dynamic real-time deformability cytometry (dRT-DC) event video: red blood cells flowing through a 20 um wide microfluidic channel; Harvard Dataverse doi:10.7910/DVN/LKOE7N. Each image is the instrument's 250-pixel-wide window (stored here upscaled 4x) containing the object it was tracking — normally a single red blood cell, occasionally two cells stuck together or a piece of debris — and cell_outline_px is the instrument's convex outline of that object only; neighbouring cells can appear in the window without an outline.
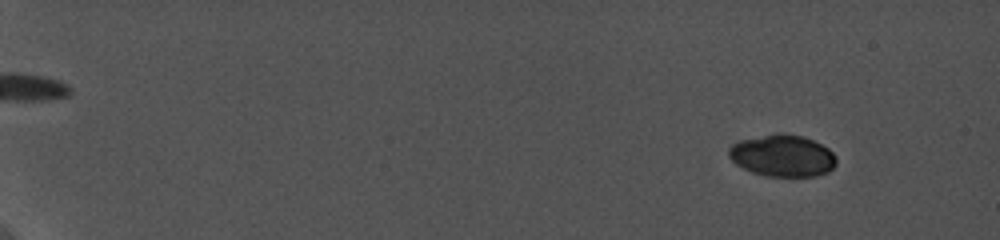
{"species": "common noctule bat (a hibernating species)", "species_latin": "Nyctalus noctula", "temperature_condition": "cold", "stored_images_in_passage": 24, "camera_frame_rate_fps": 5000, "um_per_image_px": 0.085, "animal": {"sex": "female", "body_mass_g": 19.0, "forearm_length_mm": 56.7}, "frame": {"image": 1, "passage_image": 6, "time_ms": 1.8, "image_size_px": [1000, 240], "cell_outline_px": [[836, 164], [828, 172], [816, 176], [764, 176], [752, 172], [736, 164], [728, 156], [728, 148], [732, 144], [740, 140], [776, 132], [780, 132], [804, 136], [828, 148], [836, 156]], "centroid_in_image_um": [66.5, 13.22], "position_along_channel_um": 18.5, "area_um2": 26.41}}
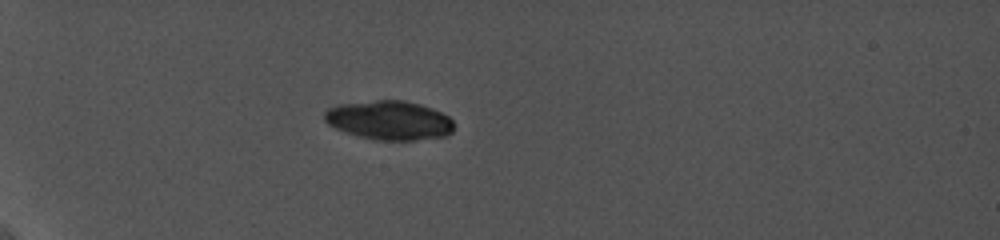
{"frame": {"image": 2, "passage_image": 21, "time_ms": 6.6, "image_size_px": [1000, 240], "cell_outline_px": [[452, 132], [448, 136], [416, 140], [372, 140], [344, 132], [328, 124], [324, 120], [324, 112], [328, 108], [336, 104], [376, 100], [404, 100], [420, 104], [432, 108], [448, 116], [452, 120]], "centroid_in_image_um": [33.06, 10.22], "position_along_channel_um": 51.9, "area_um2": 29.77}}